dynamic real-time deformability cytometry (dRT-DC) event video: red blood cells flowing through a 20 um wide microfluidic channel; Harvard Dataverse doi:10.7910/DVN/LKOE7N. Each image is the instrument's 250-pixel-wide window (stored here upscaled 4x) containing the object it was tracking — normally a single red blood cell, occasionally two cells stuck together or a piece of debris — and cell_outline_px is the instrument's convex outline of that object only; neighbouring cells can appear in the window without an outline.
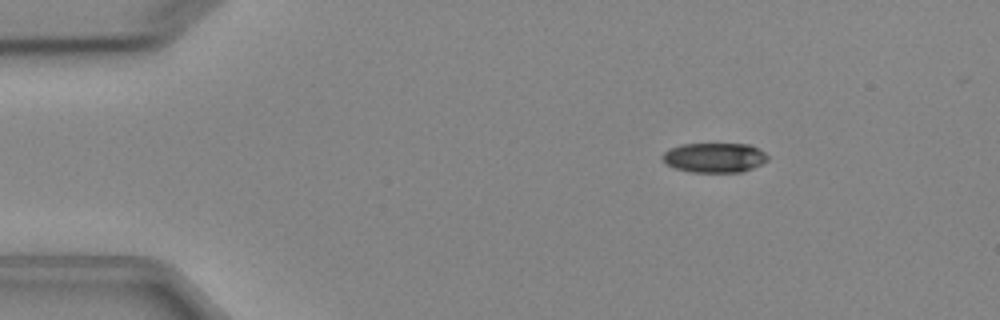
{"species": "Egyptian fruit bat (a non-hibernating species)", "species_latin": "Rousettus aegyptiacus", "temperature_condition": "cold", "stored_images_in_passage": 5, "camera_frame_rate_fps": 3000, "um_per_image_px": 0.085, "animal": {"sex": "female"}, "frame": {"image": 1, "passage_image": 3, "time_ms": 2.333, "image_size_px": [1000, 320], "cell_outline_px": [[768, 160], [752, 168], [740, 172], [692, 172], [676, 168], [668, 164], [660, 156], [668, 148], [680, 144], [752, 144], [764, 152], [768, 156]], "centroid_in_image_um": [60.72, 13.38], "position_along_channel_um": 24.3, "area_um2": 18.21}}